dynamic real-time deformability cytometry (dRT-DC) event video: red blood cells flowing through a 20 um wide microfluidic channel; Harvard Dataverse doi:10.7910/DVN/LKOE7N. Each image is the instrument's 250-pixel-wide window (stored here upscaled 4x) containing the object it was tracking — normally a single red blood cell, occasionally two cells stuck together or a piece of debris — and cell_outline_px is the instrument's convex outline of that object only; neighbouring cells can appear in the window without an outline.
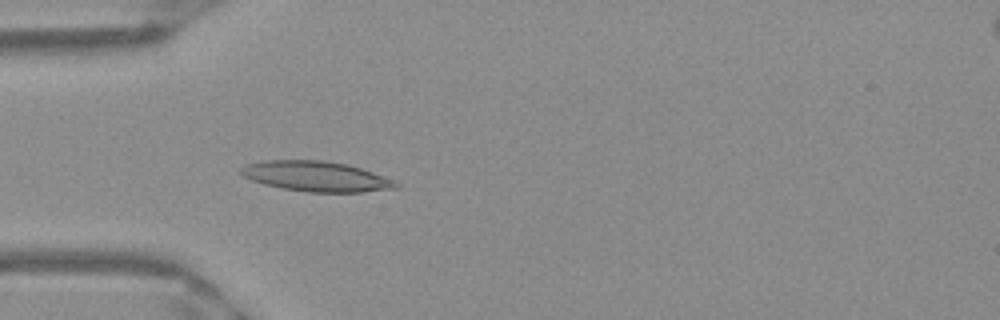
{"species": "Egyptian fruit bat (a non-hibernating species)", "species_latin": "Rousettus aegyptiacus", "temperature_condition": "warm", "stored_images_in_passage": 51, "camera_frame_rate_fps": 3000, "um_per_image_px": 0.085, "frame": {"image": 1, "passage_image": 15, "time_ms": 4.667, "image_size_px": [1000, 320], "cell_outline_px": [[400, 188], [360, 192], [308, 192], [280, 188], [264, 184], [252, 180], [244, 176], [240, 172], [240, 168], [248, 164], [264, 160], [324, 160], [348, 164], [396, 180], [400, 184]], "centroid_in_image_um": [26.91, 14.99], "position_along_channel_um": 58.1, "area_um2": 27.4}}
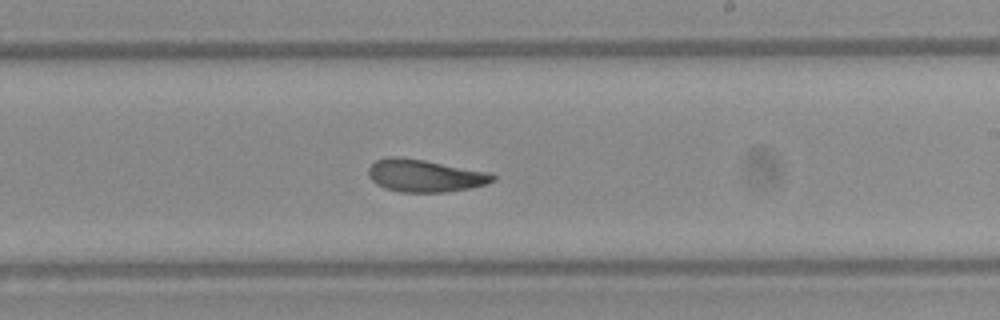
{"frame": {"image": 2, "passage_image": 30, "time_ms": 9.667, "image_size_px": [1000, 320], "cell_outline_px": [[496, 180], [484, 184], [468, 188], [448, 192], [400, 192], [384, 188], [376, 184], [368, 176], [368, 168], [376, 160], [388, 156], [400, 156], [424, 160], [492, 172], [496, 176]], "centroid_in_image_um": [36.11, 14.92], "position_along_channel_um": 252.9, "area_um2": 23.76}}
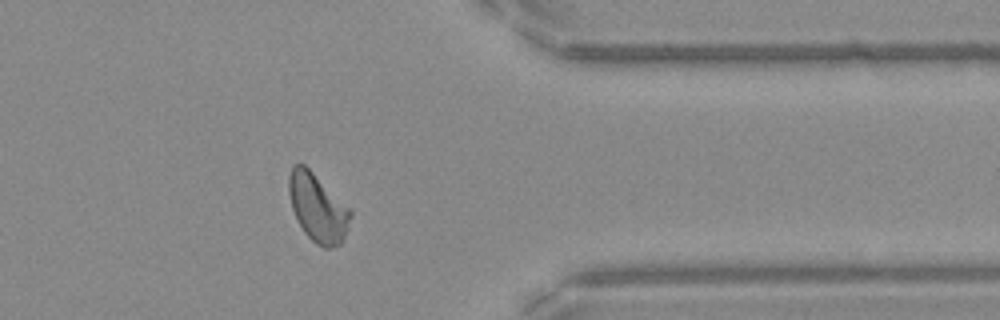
{"frame": {"image": 3, "passage_image": 41, "time_ms": 13.333, "image_size_px": [1000, 320], "cell_outline_px": [[352, 216], [344, 240], [340, 244], [332, 248], [324, 248], [316, 244], [304, 232], [292, 208], [288, 192], [288, 176], [292, 164], [304, 164], [352, 208]], "centroid_in_image_um": [27.03, 17.65], "position_along_channel_um": 384.4, "area_um2": 24.8}, "authors_computed_cell_mechanics": {"area_um2": 24.2182, "velocity_mm_per_s": 3.9604, "shape_relaxation_time_tau1_ms": 5.865, "shape_relaxation_time_tau2_ms": 2.2471, "deformation_change_tau1": 0.1685, "deformation_change_tau2": 0.0928}}